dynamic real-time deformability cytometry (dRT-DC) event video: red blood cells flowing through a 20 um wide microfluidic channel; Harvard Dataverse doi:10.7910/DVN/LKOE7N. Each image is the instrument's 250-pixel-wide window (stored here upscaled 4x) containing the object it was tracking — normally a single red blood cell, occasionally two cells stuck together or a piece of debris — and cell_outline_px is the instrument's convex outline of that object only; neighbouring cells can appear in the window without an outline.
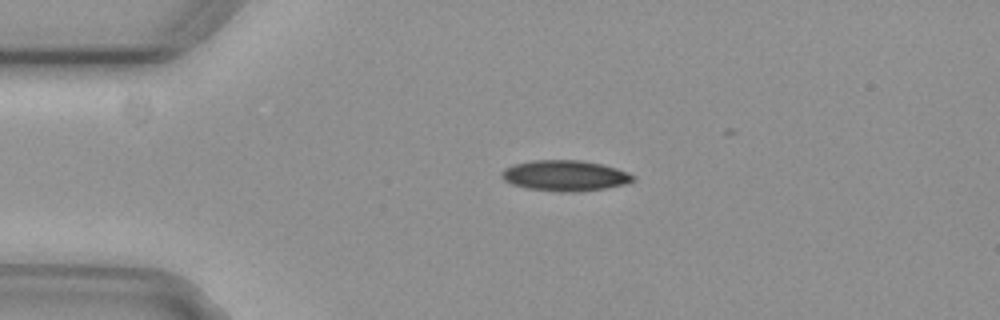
{"species": "common noctule bat (a hibernating species)", "species_latin": "Nyctalus noctula", "temperature_condition": "cold", "stored_images_in_passage": 2, "camera_frame_rate_fps": 3000, "um_per_image_px": 0.085, "animal": {"sex": "female", "body_mass_g": 29.2, "forearm_length_mm": 56.3}, "frame": {"image": 1, "passage_image": 1, "time_ms": 0.0, "image_size_px": [1000, 320], "cell_outline_px": [[636, 180], [628, 184], [580, 192], [560, 192], [528, 188], [512, 184], [504, 180], [500, 176], [500, 172], [504, 168], [512, 164], [532, 160], [580, 160], [604, 164], [628, 172], [636, 176]], "centroid_in_image_um": [48.05, 14.92], "position_along_channel_um": 37.0, "area_um2": 23.87}}